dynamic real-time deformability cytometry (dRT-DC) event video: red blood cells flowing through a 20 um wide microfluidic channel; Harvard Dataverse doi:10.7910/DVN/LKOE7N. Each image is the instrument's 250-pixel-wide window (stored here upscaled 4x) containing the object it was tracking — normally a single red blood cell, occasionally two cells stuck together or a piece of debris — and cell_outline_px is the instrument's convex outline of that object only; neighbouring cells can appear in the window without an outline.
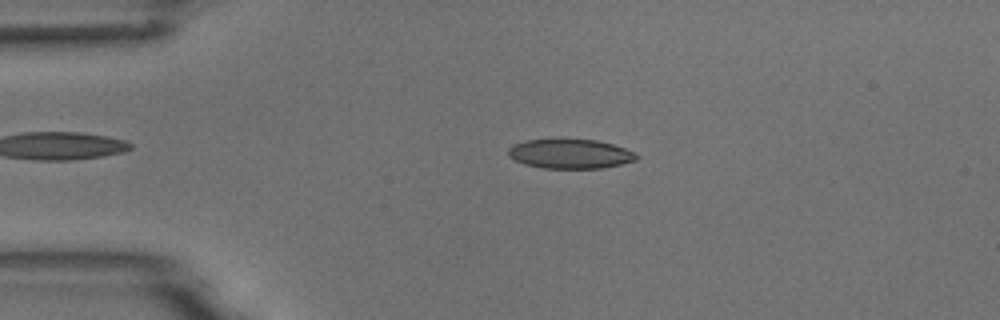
{"species": "common noctule bat (a hibernating species)", "species_latin": "Nyctalus noctula", "temperature_condition": "room temperature", "stored_images_in_passage": 52, "camera_frame_rate_fps": 3000, "um_per_image_px": 0.085, "animal": {"sex": "male", "body_mass_g": 18.8}, "frame": {"image": 1, "passage_image": 10, "time_ms": 3.0, "image_size_px": [1000, 320], "cell_outline_px": [[640, 156], [636, 160], [620, 164], [600, 168], [544, 168], [524, 164], [508, 156], [508, 148], [512, 144], [524, 140], [560, 136], [596, 140], [612, 144], [636, 152]], "centroid_in_image_um": [48.42, 13.02], "position_along_channel_um": 36.6, "area_um2": 22.89}}
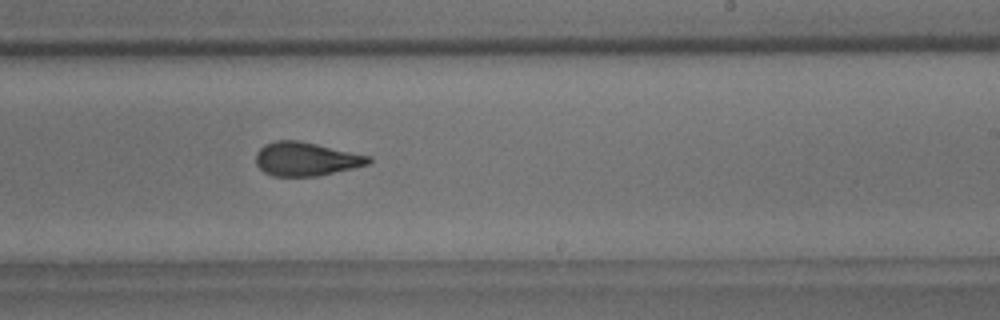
{"frame": {"image": 2, "passage_image": 31, "time_ms": 10.0, "image_size_px": [1000, 320], "cell_outline_px": [[372, 160], [368, 164], [352, 168], [316, 176], [272, 176], [264, 172], [256, 164], [256, 152], [264, 144], [276, 140], [300, 140], [372, 156]], "centroid_in_image_um": [26.0, 13.5], "position_along_channel_um": 263.0, "area_um2": 22.2}}
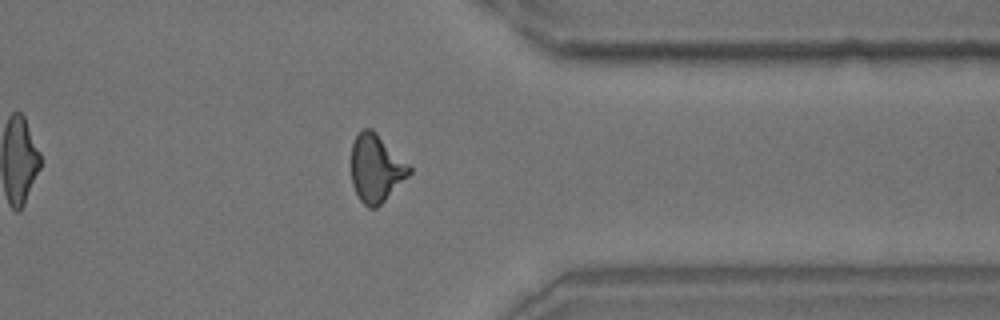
{"frame": {"image": 3, "passage_image": 41, "time_ms": 13.333, "image_size_px": [1000, 320], "cell_outline_px": [[412, 172], [376, 208], [368, 208], [360, 200], [352, 184], [352, 144], [356, 136], [364, 128], [372, 128], [412, 168]], "centroid_in_image_um": [31.95, 14.3], "position_along_channel_um": 379.4, "area_um2": 22.48}, "authors_computed_cell_mechanics": {"area_um2": 22.4553, "velocity_mm_per_s": 3.713, "shape_relaxation_time_tau1_ms": 5.3326, "shape_relaxation_time_tau2_ms": 1.5751, "deformation_change_tau1": 0.1842, "deformation_change_tau2": 0.0941}}